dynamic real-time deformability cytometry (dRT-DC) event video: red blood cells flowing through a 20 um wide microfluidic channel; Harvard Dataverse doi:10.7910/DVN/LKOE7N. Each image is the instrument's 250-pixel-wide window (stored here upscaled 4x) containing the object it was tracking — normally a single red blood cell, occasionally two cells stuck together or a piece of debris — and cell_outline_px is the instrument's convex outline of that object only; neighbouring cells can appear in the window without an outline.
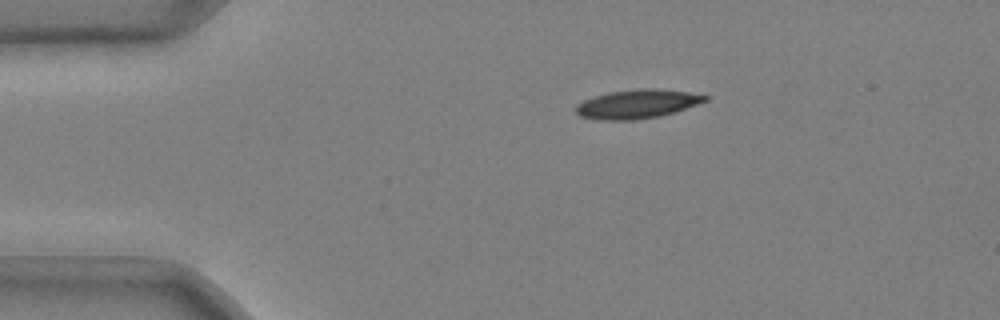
{"species": "common noctule bat (a hibernating species)", "species_latin": "Nyctalus noctula", "temperature_condition": "cold", "stored_images_in_passage": 39, "camera_frame_rate_fps": 3000, "um_per_image_px": 0.085, "animal": {"sex": "male", "body_mass_g": 20.4}, "frame": {"image": 1, "passage_image": 1, "time_ms": 0.0, "image_size_px": [1000, 320], "cell_outline_px": [[708, 100], [660, 116], [636, 120], [596, 120], [580, 116], [576, 112], [576, 104], [584, 100], [608, 92], [640, 88], [652, 88], [688, 92], [708, 96]], "centroid_in_image_um": [54.11, 8.84], "position_along_channel_um": 30.9, "area_um2": 21.56}}
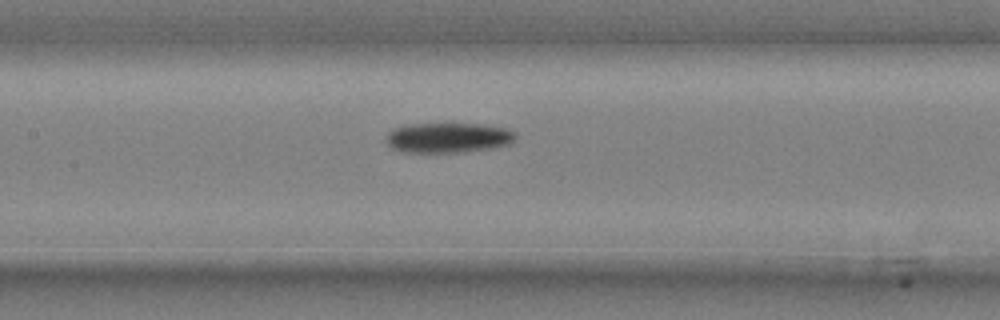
{"frame": {"image": 2, "passage_image": 16, "time_ms": 5.0, "image_size_px": [1000, 320], "cell_outline_px": [[516, 140], [512, 144], [464, 152], [400, 152], [392, 148], [388, 144], [388, 132], [392, 128], [404, 124], [480, 124], [508, 128], [516, 132]], "centroid_in_image_um": [38.12, 11.7], "position_along_channel_um": 169.3, "area_um2": 22.83}}
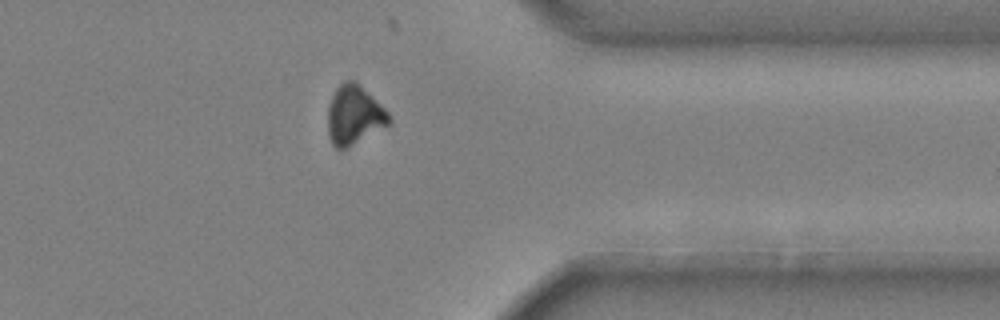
{"frame": {"image": 3, "passage_image": 34, "time_ms": 11.0, "image_size_px": [1000, 320], "cell_outline_px": [[392, 124], [340, 152], [332, 144], [328, 132], [328, 104], [336, 88], [344, 80], [356, 80], [392, 116]], "centroid_in_image_um": [30.12, 9.8], "position_along_channel_um": 381.3, "area_um2": 21.56}, "authors_computed_cell_mechanics": {"area_um2": 22.831, "velocity_mm_per_s": 3.6949, "shape_relaxation_time_tau1_ms": 8.5815, "shape_relaxation_time_tau2_ms": null, "deformation_change_tau1": 0.1781, "deformation_change_tau2": null}}